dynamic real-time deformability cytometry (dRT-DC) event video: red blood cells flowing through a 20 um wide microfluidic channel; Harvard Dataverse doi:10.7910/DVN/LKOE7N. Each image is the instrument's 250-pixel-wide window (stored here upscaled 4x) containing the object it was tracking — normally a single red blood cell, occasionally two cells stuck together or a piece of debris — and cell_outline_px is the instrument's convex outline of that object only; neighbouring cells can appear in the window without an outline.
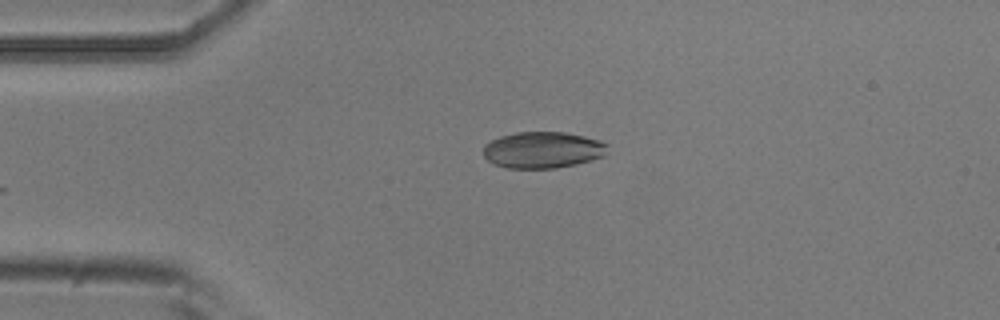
{"species": "common noctule bat (a hibernating species)", "species_latin": "Nyctalus noctula", "temperature_condition": "room temperature", "stored_images_in_passage": 3, "camera_frame_rate_fps": 3000, "um_per_image_px": 0.085, "animal": {"sex": "male", "body_mass_g": 20.5, "forearm_length_mm": 52.5}, "frame": {"image": 1, "passage_image": 3, "time_ms": 2.667, "image_size_px": [1000, 320], "cell_outline_px": [[608, 152], [604, 156], [592, 160], [576, 164], [556, 168], [508, 168], [496, 164], [488, 160], [484, 156], [484, 144], [500, 136], [516, 132], [564, 132], [584, 136], [600, 140], [608, 144]], "centroid_in_image_um": [46.17, 12.74], "position_along_channel_um": 38.8, "area_um2": 26.47}}